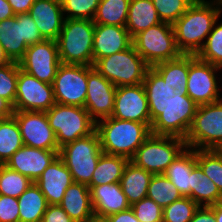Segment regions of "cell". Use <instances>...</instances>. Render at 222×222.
<instances>
[{"mask_svg":"<svg viewBox=\"0 0 222 222\" xmlns=\"http://www.w3.org/2000/svg\"><path fill=\"white\" fill-rule=\"evenodd\" d=\"M143 85L148 100L151 133L185 139L198 105L188 95L176 92L164 82L153 67L148 69Z\"/></svg>","mask_w":222,"mask_h":222,"instance_id":"cell-1","label":"cell"},{"mask_svg":"<svg viewBox=\"0 0 222 222\" xmlns=\"http://www.w3.org/2000/svg\"><path fill=\"white\" fill-rule=\"evenodd\" d=\"M216 5V6H215ZM222 0H195L173 24L178 49L182 54L196 55L203 47L221 14Z\"/></svg>","mask_w":222,"mask_h":222,"instance_id":"cell-2","label":"cell"},{"mask_svg":"<svg viewBox=\"0 0 222 222\" xmlns=\"http://www.w3.org/2000/svg\"><path fill=\"white\" fill-rule=\"evenodd\" d=\"M103 153L131 159L145 139L151 134L146 123L119 120L113 117L96 122Z\"/></svg>","mask_w":222,"mask_h":222,"instance_id":"cell-3","label":"cell"},{"mask_svg":"<svg viewBox=\"0 0 222 222\" xmlns=\"http://www.w3.org/2000/svg\"><path fill=\"white\" fill-rule=\"evenodd\" d=\"M95 23L88 19L65 18L56 42L63 64L93 66Z\"/></svg>","mask_w":222,"mask_h":222,"instance_id":"cell-4","label":"cell"},{"mask_svg":"<svg viewBox=\"0 0 222 222\" xmlns=\"http://www.w3.org/2000/svg\"><path fill=\"white\" fill-rule=\"evenodd\" d=\"M93 67L116 87L143 83L150 68L133 44L124 51L100 58Z\"/></svg>","mask_w":222,"mask_h":222,"instance_id":"cell-5","label":"cell"},{"mask_svg":"<svg viewBox=\"0 0 222 222\" xmlns=\"http://www.w3.org/2000/svg\"><path fill=\"white\" fill-rule=\"evenodd\" d=\"M185 148L183 138L151 133L137 149L130 162L153 175L164 174L167 167Z\"/></svg>","mask_w":222,"mask_h":222,"instance_id":"cell-6","label":"cell"},{"mask_svg":"<svg viewBox=\"0 0 222 222\" xmlns=\"http://www.w3.org/2000/svg\"><path fill=\"white\" fill-rule=\"evenodd\" d=\"M100 138L95 130L89 136L65 144L58 156L71 172L73 182L89 185L100 156Z\"/></svg>","mask_w":222,"mask_h":222,"instance_id":"cell-7","label":"cell"},{"mask_svg":"<svg viewBox=\"0 0 222 222\" xmlns=\"http://www.w3.org/2000/svg\"><path fill=\"white\" fill-rule=\"evenodd\" d=\"M132 44L150 67L182 55L176 44L173 25L166 22L139 32L132 38Z\"/></svg>","mask_w":222,"mask_h":222,"instance_id":"cell-8","label":"cell"},{"mask_svg":"<svg viewBox=\"0 0 222 222\" xmlns=\"http://www.w3.org/2000/svg\"><path fill=\"white\" fill-rule=\"evenodd\" d=\"M46 115L59 148L96 130V122L84 107L56 103Z\"/></svg>","mask_w":222,"mask_h":222,"instance_id":"cell-9","label":"cell"},{"mask_svg":"<svg viewBox=\"0 0 222 222\" xmlns=\"http://www.w3.org/2000/svg\"><path fill=\"white\" fill-rule=\"evenodd\" d=\"M184 140L187 148L213 150L222 141V102L198 106Z\"/></svg>","mask_w":222,"mask_h":222,"instance_id":"cell-10","label":"cell"},{"mask_svg":"<svg viewBox=\"0 0 222 222\" xmlns=\"http://www.w3.org/2000/svg\"><path fill=\"white\" fill-rule=\"evenodd\" d=\"M87 65L61 63L53 81L57 104L84 107L87 97Z\"/></svg>","mask_w":222,"mask_h":222,"instance_id":"cell-11","label":"cell"},{"mask_svg":"<svg viewBox=\"0 0 222 222\" xmlns=\"http://www.w3.org/2000/svg\"><path fill=\"white\" fill-rule=\"evenodd\" d=\"M55 104L53 85L39 81L19 67L14 111L47 112Z\"/></svg>","mask_w":222,"mask_h":222,"instance_id":"cell-12","label":"cell"},{"mask_svg":"<svg viewBox=\"0 0 222 222\" xmlns=\"http://www.w3.org/2000/svg\"><path fill=\"white\" fill-rule=\"evenodd\" d=\"M18 64L20 69L33 75L39 81L53 84L56 72L61 64L57 42L55 40H44L28 46Z\"/></svg>","mask_w":222,"mask_h":222,"instance_id":"cell-13","label":"cell"},{"mask_svg":"<svg viewBox=\"0 0 222 222\" xmlns=\"http://www.w3.org/2000/svg\"><path fill=\"white\" fill-rule=\"evenodd\" d=\"M218 66L201 61L194 54H189L188 96L198 105L219 101L220 91L216 81Z\"/></svg>","mask_w":222,"mask_h":222,"instance_id":"cell-14","label":"cell"},{"mask_svg":"<svg viewBox=\"0 0 222 222\" xmlns=\"http://www.w3.org/2000/svg\"><path fill=\"white\" fill-rule=\"evenodd\" d=\"M25 146L59 151L55 133L49 125L46 112L14 111Z\"/></svg>","mask_w":222,"mask_h":222,"instance_id":"cell-15","label":"cell"},{"mask_svg":"<svg viewBox=\"0 0 222 222\" xmlns=\"http://www.w3.org/2000/svg\"><path fill=\"white\" fill-rule=\"evenodd\" d=\"M87 97L84 108L95 121L111 117L117 87L104 78L93 66H88Z\"/></svg>","mask_w":222,"mask_h":222,"instance_id":"cell-16","label":"cell"},{"mask_svg":"<svg viewBox=\"0 0 222 222\" xmlns=\"http://www.w3.org/2000/svg\"><path fill=\"white\" fill-rule=\"evenodd\" d=\"M111 117L119 120L146 123L151 127L148 100L143 83L117 87Z\"/></svg>","mask_w":222,"mask_h":222,"instance_id":"cell-17","label":"cell"},{"mask_svg":"<svg viewBox=\"0 0 222 222\" xmlns=\"http://www.w3.org/2000/svg\"><path fill=\"white\" fill-rule=\"evenodd\" d=\"M58 153L59 151L43 150L23 145L10 157L5 165L35 183L43 171L58 156Z\"/></svg>","mask_w":222,"mask_h":222,"instance_id":"cell-18","label":"cell"},{"mask_svg":"<svg viewBox=\"0 0 222 222\" xmlns=\"http://www.w3.org/2000/svg\"><path fill=\"white\" fill-rule=\"evenodd\" d=\"M72 183L71 172L59 156L54 159L35 182L49 205H59L65 190Z\"/></svg>","mask_w":222,"mask_h":222,"instance_id":"cell-19","label":"cell"},{"mask_svg":"<svg viewBox=\"0 0 222 222\" xmlns=\"http://www.w3.org/2000/svg\"><path fill=\"white\" fill-rule=\"evenodd\" d=\"M132 45V37L126 27L95 24L93 39L94 64L103 57L126 50Z\"/></svg>","mask_w":222,"mask_h":222,"instance_id":"cell-20","label":"cell"},{"mask_svg":"<svg viewBox=\"0 0 222 222\" xmlns=\"http://www.w3.org/2000/svg\"><path fill=\"white\" fill-rule=\"evenodd\" d=\"M29 14L45 40H57L65 20L61 1L35 0Z\"/></svg>","mask_w":222,"mask_h":222,"instance_id":"cell-21","label":"cell"},{"mask_svg":"<svg viewBox=\"0 0 222 222\" xmlns=\"http://www.w3.org/2000/svg\"><path fill=\"white\" fill-rule=\"evenodd\" d=\"M90 196L95 218H107L131 207L120 182L94 186L90 189Z\"/></svg>","mask_w":222,"mask_h":222,"instance_id":"cell-22","label":"cell"},{"mask_svg":"<svg viewBox=\"0 0 222 222\" xmlns=\"http://www.w3.org/2000/svg\"><path fill=\"white\" fill-rule=\"evenodd\" d=\"M59 205L75 222H92L95 219L92 210L90 189L87 185L73 182L65 190L63 199Z\"/></svg>","mask_w":222,"mask_h":222,"instance_id":"cell-23","label":"cell"},{"mask_svg":"<svg viewBox=\"0 0 222 222\" xmlns=\"http://www.w3.org/2000/svg\"><path fill=\"white\" fill-rule=\"evenodd\" d=\"M196 164V149L186 147L164 172L182 197L191 198V171Z\"/></svg>","mask_w":222,"mask_h":222,"instance_id":"cell-24","label":"cell"},{"mask_svg":"<svg viewBox=\"0 0 222 222\" xmlns=\"http://www.w3.org/2000/svg\"><path fill=\"white\" fill-rule=\"evenodd\" d=\"M0 44L12 61L18 62L24 56L28 46L23 38L19 14L0 21Z\"/></svg>","mask_w":222,"mask_h":222,"instance_id":"cell-25","label":"cell"},{"mask_svg":"<svg viewBox=\"0 0 222 222\" xmlns=\"http://www.w3.org/2000/svg\"><path fill=\"white\" fill-rule=\"evenodd\" d=\"M153 174L128 162L120 184L130 205L147 197L148 186Z\"/></svg>","mask_w":222,"mask_h":222,"instance_id":"cell-26","label":"cell"},{"mask_svg":"<svg viewBox=\"0 0 222 222\" xmlns=\"http://www.w3.org/2000/svg\"><path fill=\"white\" fill-rule=\"evenodd\" d=\"M161 22L152 0L130 1L126 29L132 38L139 32Z\"/></svg>","mask_w":222,"mask_h":222,"instance_id":"cell-27","label":"cell"},{"mask_svg":"<svg viewBox=\"0 0 222 222\" xmlns=\"http://www.w3.org/2000/svg\"><path fill=\"white\" fill-rule=\"evenodd\" d=\"M153 68L176 92L188 95L189 54H182L176 59L158 63Z\"/></svg>","mask_w":222,"mask_h":222,"instance_id":"cell-28","label":"cell"},{"mask_svg":"<svg viewBox=\"0 0 222 222\" xmlns=\"http://www.w3.org/2000/svg\"><path fill=\"white\" fill-rule=\"evenodd\" d=\"M19 222H41L48 202L33 182L19 197Z\"/></svg>","mask_w":222,"mask_h":222,"instance_id":"cell-29","label":"cell"},{"mask_svg":"<svg viewBox=\"0 0 222 222\" xmlns=\"http://www.w3.org/2000/svg\"><path fill=\"white\" fill-rule=\"evenodd\" d=\"M130 160L123 156L103 153L93 172L89 189L94 186L120 182L124 169Z\"/></svg>","mask_w":222,"mask_h":222,"instance_id":"cell-30","label":"cell"},{"mask_svg":"<svg viewBox=\"0 0 222 222\" xmlns=\"http://www.w3.org/2000/svg\"><path fill=\"white\" fill-rule=\"evenodd\" d=\"M191 199L199 206H213L222 201V193L198 164L191 171Z\"/></svg>","mask_w":222,"mask_h":222,"instance_id":"cell-31","label":"cell"},{"mask_svg":"<svg viewBox=\"0 0 222 222\" xmlns=\"http://www.w3.org/2000/svg\"><path fill=\"white\" fill-rule=\"evenodd\" d=\"M19 125L12 115L0 119V162L5 165L10 157L23 146Z\"/></svg>","mask_w":222,"mask_h":222,"instance_id":"cell-32","label":"cell"},{"mask_svg":"<svg viewBox=\"0 0 222 222\" xmlns=\"http://www.w3.org/2000/svg\"><path fill=\"white\" fill-rule=\"evenodd\" d=\"M131 0H100L93 22L126 27Z\"/></svg>","mask_w":222,"mask_h":222,"instance_id":"cell-33","label":"cell"},{"mask_svg":"<svg viewBox=\"0 0 222 222\" xmlns=\"http://www.w3.org/2000/svg\"><path fill=\"white\" fill-rule=\"evenodd\" d=\"M147 197L162 208L182 197L175 185L164 175H153L147 191Z\"/></svg>","mask_w":222,"mask_h":222,"instance_id":"cell-34","label":"cell"},{"mask_svg":"<svg viewBox=\"0 0 222 222\" xmlns=\"http://www.w3.org/2000/svg\"><path fill=\"white\" fill-rule=\"evenodd\" d=\"M33 182L19 172L0 167V194L18 198Z\"/></svg>","mask_w":222,"mask_h":222,"instance_id":"cell-35","label":"cell"},{"mask_svg":"<svg viewBox=\"0 0 222 222\" xmlns=\"http://www.w3.org/2000/svg\"><path fill=\"white\" fill-rule=\"evenodd\" d=\"M216 23L196 57L201 61L220 67L222 66V23L219 25Z\"/></svg>","mask_w":222,"mask_h":222,"instance_id":"cell-36","label":"cell"},{"mask_svg":"<svg viewBox=\"0 0 222 222\" xmlns=\"http://www.w3.org/2000/svg\"><path fill=\"white\" fill-rule=\"evenodd\" d=\"M198 208L190 197H181L163 208L162 222H189Z\"/></svg>","mask_w":222,"mask_h":222,"instance_id":"cell-37","label":"cell"},{"mask_svg":"<svg viewBox=\"0 0 222 222\" xmlns=\"http://www.w3.org/2000/svg\"><path fill=\"white\" fill-rule=\"evenodd\" d=\"M196 161L222 193V156L214 150H196Z\"/></svg>","mask_w":222,"mask_h":222,"instance_id":"cell-38","label":"cell"},{"mask_svg":"<svg viewBox=\"0 0 222 222\" xmlns=\"http://www.w3.org/2000/svg\"><path fill=\"white\" fill-rule=\"evenodd\" d=\"M162 22L174 24L195 0H152Z\"/></svg>","mask_w":222,"mask_h":222,"instance_id":"cell-39","label":"cell"},{"mask_svg":"<svg viewBox=\"0 0 222 222\" xmlns=\"http://www.w3.org/2000/svg\"><path fill=\"white\" fill-rule=\"evenodd\" d=\"M18 74V62L13 61L0 67V97L9 101L13 106L16 97Z\"/></svg>","mask_w":222,"mask_h":222,"instance_id":"cell-40","label":"cell"},{"mask_svg":"<svg viewBox=\"0 0 222 222\" xmlns=\"http://www.w3.org/2000/svg\"><path fill=\"white\" fill-rule=\"evenodd\" d=\"M100 0H62L63 12L67 13V19L93 20Z\"/></svg>","mask_w":222,"mask_h":222,"instance_id":"cell-41","label":"cell"},{"mask_svg":"<svg viewBox=\"0 0 222 222\" xmlns=\"http://www.w3.org/2000/svg\"><path fill=\"white\" fill-rule=\"evenodd\" d=\"M131 209L140 222H162L163 208L148 197L135 202Z\"/></svg>","mask_w":222,"mask_h":222,"instance_id":"cell-42","label":"cell"},{"mask_svg":"<svg viewBox=\"0 0 222 222\" xmlns=\"http://www.w3.org/2000/svg\"><path fill=\"white\" fill-rule=\"evenodd\" d=\"M19 22H22L23 38L27 46L45 40L29 13L19 14Z\"/></svg>","mask_w":222,"mask_h":222,"instance_id":"cell-43","label":"cell"},{"mask_svg":"<svg viewBox=\"0 0 222 222\" xmlns=\"http://www.w3.org/2000/svg\"><path fill=\"white\" fill-rule=\"evenodd\" d=\"M0 222H19L18 198L0 194Z\"/></svg>","mask_w":222,"mask_h":222,"instance_id":"cell-44","label":"cell"},{"mask_svg":"<svg viewBox=\"0 0 222 222\" xmlns=\"http://www.w3.org/2000/svg\"><path fill=\"white\" fill-rule=\"evenodd\" d=\"M41 222H75L60 205H48Z\"/></svg>","mask_w":222,"mask_h":222,"instance_id":"cell-45","label":"cell"},{"mask_svg":"<svg viewBox=\"0 0 222 222\" xmlns=\"http://www.w3.org/2000/svg\"><path fill=\"white\" fill-rule=\"evenodd\" d=\"M189 222H216L213 206H199Z\"/></svg>","mask_w":222,"mask_h":222,"instance_id":"cell-46","label":"cell"},{"mask_svg":"<svg viewBox=\"0 0 222 222\" xmlns=\"http://www.w3.org/2000/svg\"><path fill=\"white\" fill-rule=\"evenodd\" d=\"M109 222H140L131 207L125 211H120L119 213H115L109 215L106 218Z\"/></svg>","mask_w":222,"mask_h":222,"instance_id":"cell-47","label":"cell"},{"mask_svg":"<svg viewBox=\"0 0 222 222\" xmlns=\"http://www.w3.org/2000/svg\"><path fill=\"white\" fill-rule=\"evenodd\" d=\"M15 15L29 13L35 0H7Z\"/></svg>","mask_w":222,"mask_h":222,"instance_id":"cell-48","label":"cell"},{"mask_svg":"<svg viewBox=\"0 0 222 222\" xmlns=\"http://www.w3.org/2000/svg\"><path fill=\"white\" fill-rule=\"evenodd\" d=\"M14 114L13 105L0 97V119L11 117Z\"/></svg>","mask_w":222,"mask_h":222,"instance_id":"cell-49","label":"cell"},{"mask_svg":"<svg viewBox=\"0 0 222 222\" xmlns=\"http://www.w3.org/2000/svg\"><path fill=\"white\" fill-rule=\"evenodd\" d=\"M15 14L7 0H0V21L14 17Z\"/></svg>","mask_w":222,"mask_h":222,"instance_id":"cell-50","label":"cell"},{"mask_svg":"<svg viewBox=\"0 0 222 222\" xmlns=\"http://www.w3.org/2000/svg\"><path fill=\"white\" fill-rule=\"evenodd\" d=\"M11 62H13L5 53V50L3 49V47L0 44V67L10 64Z\"/></svg>","mask_w":222,"mask_h":222,"instance_id":"cell-51","label":"cell"},{"mask_svg":"<svg viewBox=\"0 0 222 222\" xmlns=\"http://www.w3.org/2000/svg\"><path fill=\"white\" fill-rule=\"evenodd\" d=\"M216 222H222V201L214 205Z\"/></svg>","mask_w":222,"mask_h":222,"instance_id":"cell-52","label":"cell"},{"mask_svg":"<svg viewBox=\"0 0 222 222\" xmlns=\"http://www.w3.org/2000/svg\"><path fill=\"white\" fill-rule=\"evenodd\" d=\"M219 156H222V141L213 149Z\"/></svg>","mask_w":222,"mask_h":222,"instance_id":"cell-53","label":"cell"},{"mask_svg":"<svg viewBox=\"0 0 222 222\" xmlns=\"http://www.w3.org/2000/svg\"><path fill=\"white\" fill-rule=\"evenodd\" d=\"M92 222H109L106 218H95Z\"/></svg>","mask_w":222,"mask_h":222,"instance_id":"cell-54","label":"cell"},{"mask_svg":"<svg viewBox=\"0 0 222 222\" xmlns=\"http://www.w3.org/2000/svg\"><path fill=\"white\" fill-rule=\"evenodd\" d=\"M220 69H222V66L219 67ZM219 101L222 102V98L219 97Z\"/></svg>","mask_w":222,"mask_h":222,"instance_id":"cell-55","label":"cell"}]
</instances>
